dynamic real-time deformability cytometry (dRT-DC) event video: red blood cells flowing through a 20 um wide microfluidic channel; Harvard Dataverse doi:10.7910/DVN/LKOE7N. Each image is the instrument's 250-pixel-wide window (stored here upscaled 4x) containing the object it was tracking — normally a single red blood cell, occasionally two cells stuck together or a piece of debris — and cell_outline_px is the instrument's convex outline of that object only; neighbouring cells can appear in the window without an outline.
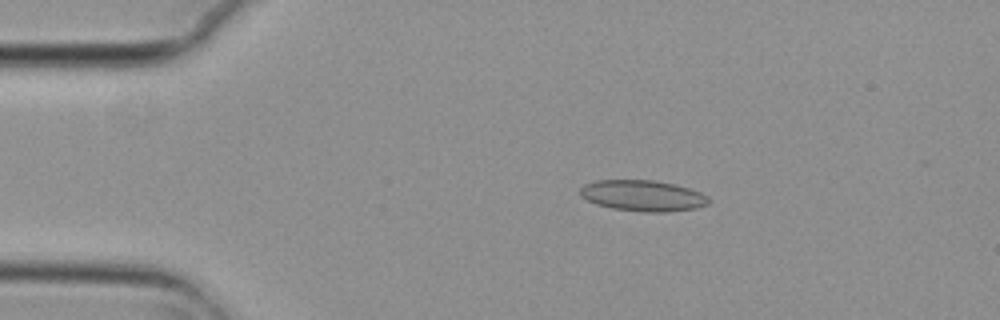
{"species": "common noctule bat (a hibernating species)", "species_latin": "Nyctalus noctula", "temperature_condition": "cold", "stored_images_in_passage": 5, "camera_frame_rate_fps": 3000, "um_per_image_px": 0.085, "animal": {"sex": "female", "body_mass_g": 29.2, "forearm_length_mm": 56.3}, "frame": {"image": 1, "passage_image": 2, "time_ms": 0.333, "image_size_px": [1000, 320], "cell_outline_px": [[712, 200], [708, 204], [696, 208], [668, 212], [640, 212], [612, 208], [596, 204], [580, 196], [580, 188], [584, 184], [596, 180], [652, 180], [672, 184], [688, 188], [700, 192], [708, 196]], "centroid_in_image_um": [54.64, 16.64], "position_along_channel_um": 30.4, "area_um2": 23.29}}
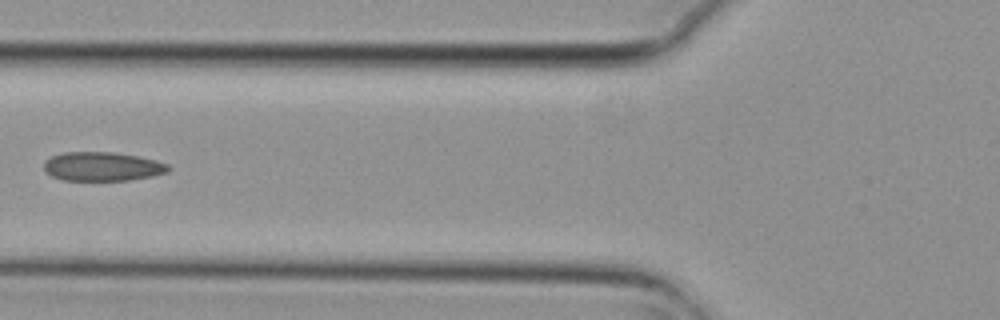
{"frame": {"image": 2, "passage_image": 5, "time_ms": 1.333, "image_size_px": [1000, 320], "cell_outline_px": [[172, 168], [168, 172], [152, 176], [128, 180], [64, 180], [52, 176], [44, 172], [44, 160], [52, 156], [64, 152], [112, 152], [140, 156], [156, 160], [168, 164]], "centroid_in_image_um": [8.71, 14.14], "position_along_channel_um": 117.1, "area_um2": 21.15}}